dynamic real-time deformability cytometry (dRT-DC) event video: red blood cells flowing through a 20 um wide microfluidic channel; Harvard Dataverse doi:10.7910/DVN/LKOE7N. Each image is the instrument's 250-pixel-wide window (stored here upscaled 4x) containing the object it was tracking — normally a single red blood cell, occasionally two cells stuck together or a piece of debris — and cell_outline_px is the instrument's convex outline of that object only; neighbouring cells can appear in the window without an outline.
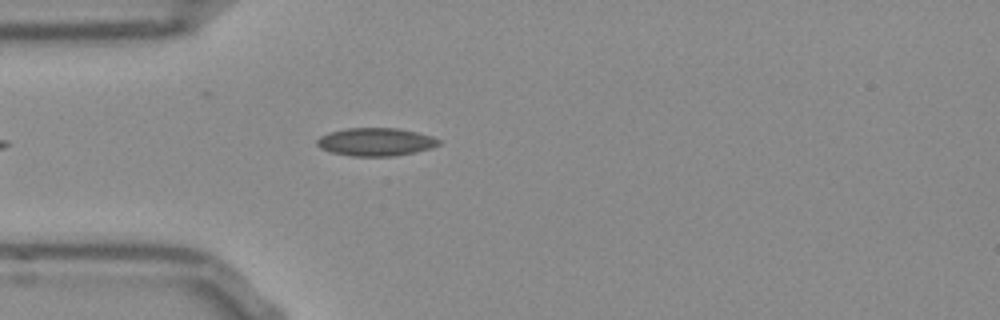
{"species": "Egyptian fruit bat (a non-hibernating species)", "species_latin": "Rousettus aegyptiacus", "temperature_condition": "room temperature", "stored_images_in_passage": 10, "camera_frame_rate_fps": 3000, "um_per_image_px": 0.085, "frame": {"image": 1, "passage_image": 6, "time_ms": 1.667, "image_size_px": [1000, 320], "cell_outline_px": [[440, 144], [432, 148], [416, 152], [396, 156], [352, 156], [332, 152], [320, 148], [316, 144], [316, 140], [320, 136], [328, 132], [348, 128], [396, 128], [416, 132], [432, 136], [440, 140]], "centroid_in_image_um": [31.94, 12.06], "position_along_channel_um": 53.1, "area_um2": 19.94}}
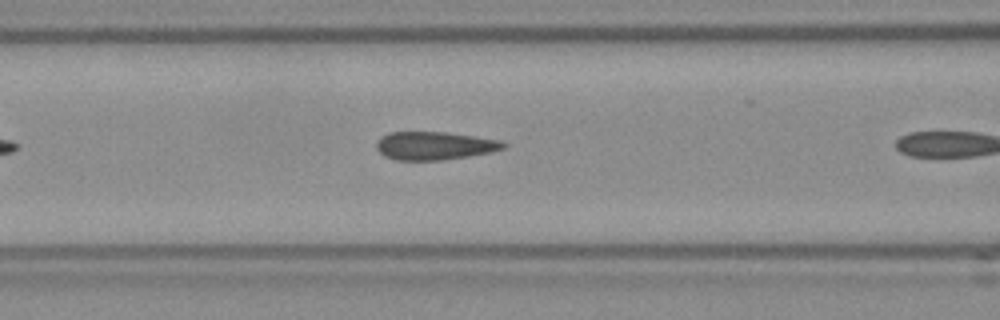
{"frame": {"image": 2, "passage_image": 9, "time_ms": 2.667, "image_size_px": [1000, 320], "cell_outline_px": [[508, 144], [504, 148], [492, 152], [468, 156], [440, 160], [396, 160], [384, 156], [376, 148], [376, 140], [380, 136], [388, 132], [448, 132], [500, 140]], "centroid_in_image_um": [36.91, 12.38], "position_along_channel_um": 129.7, "area_um2": 20.98}}